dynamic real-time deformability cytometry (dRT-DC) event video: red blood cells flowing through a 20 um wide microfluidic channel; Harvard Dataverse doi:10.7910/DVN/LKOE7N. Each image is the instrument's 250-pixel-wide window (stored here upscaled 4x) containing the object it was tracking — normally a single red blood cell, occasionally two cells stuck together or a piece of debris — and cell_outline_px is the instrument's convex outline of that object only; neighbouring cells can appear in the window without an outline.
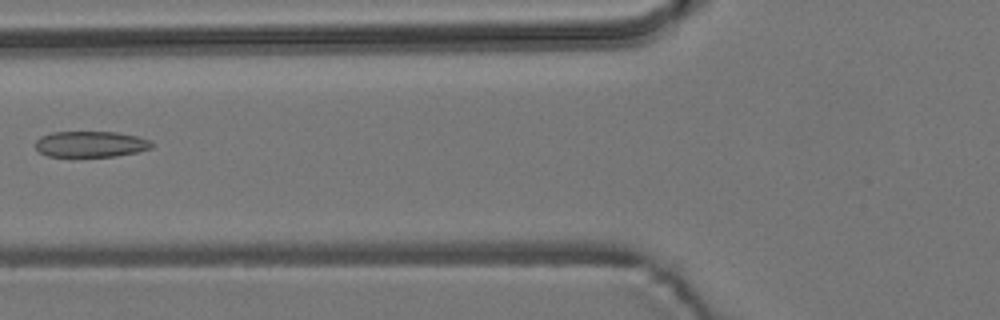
{"species": "common noctule bat (a hibernating species)", "species_latin": "Nyctalus noctula", "temperature_condition": "room temperature", "stored_images_in_passage": 2, "camera_frame_rate_fps": 3000, "um_per_image_px": 0.085, "animal": {"sex": "male", "body_mass_g": 19.2, "forearm_length_mm": 51.8}, "frame": {"image": 1, "passage_image": 2, "time_ms": 1.333, "image_size_px": [1000, 320], "cell_outline_px": [[152, 148], [136, 152], [116, 156], [48, 156], [40, 152], [36, 148], [36, 140], [40, 136], [52, 132], [116, 132], [136, 136], [152, 140]], "centroid_in_image_um": [7.71, 12.24], "position_along_channel_um": 118.1, "area_um2": 17.51}}